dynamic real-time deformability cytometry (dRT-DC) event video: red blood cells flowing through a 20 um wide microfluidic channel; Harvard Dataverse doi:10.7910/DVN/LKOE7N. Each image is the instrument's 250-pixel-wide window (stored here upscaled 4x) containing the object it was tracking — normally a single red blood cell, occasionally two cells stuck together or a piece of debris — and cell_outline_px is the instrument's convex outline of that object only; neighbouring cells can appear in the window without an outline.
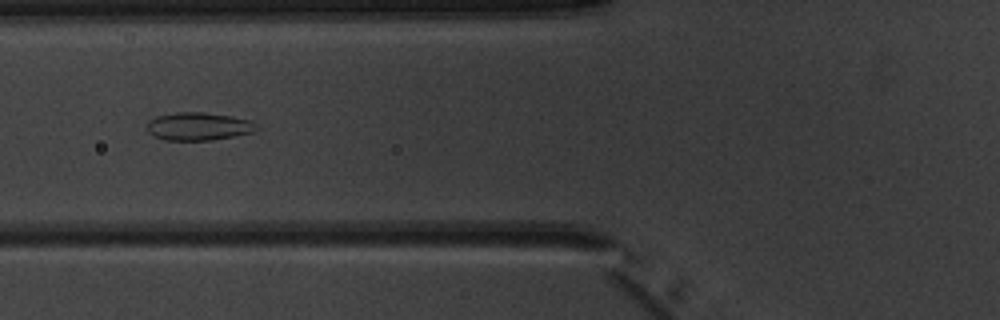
{"species": "common noctule bat (a hibernating species)", "species_latin": "Nyctalus noctula", "temperature_condition": "warm", "stored_images_in_passage": 5, "camera_frame_rate_fps": 3000, "um_per_image_px": 0.085, "animal": {"sex": "male", "body_mass_g": 20.1, "forearm_length_mm": 53.5}, "frame": {"image": 1, "passage_image": 5, "time_ms": 4.667, "image_size_px": [1000, 320], "cell_outline_px": [[260, 128], [252, 132], [212, 140], [164, 140], [152, 136], [148, 132], [148, 120], [156, 116], [176, 112], [204, 112], [232, 116], [252, 120]], "centroid_in_image_um": [16.87, 10.73], "position_along_channel_um": 108.9, "area_um2": 17.98}}